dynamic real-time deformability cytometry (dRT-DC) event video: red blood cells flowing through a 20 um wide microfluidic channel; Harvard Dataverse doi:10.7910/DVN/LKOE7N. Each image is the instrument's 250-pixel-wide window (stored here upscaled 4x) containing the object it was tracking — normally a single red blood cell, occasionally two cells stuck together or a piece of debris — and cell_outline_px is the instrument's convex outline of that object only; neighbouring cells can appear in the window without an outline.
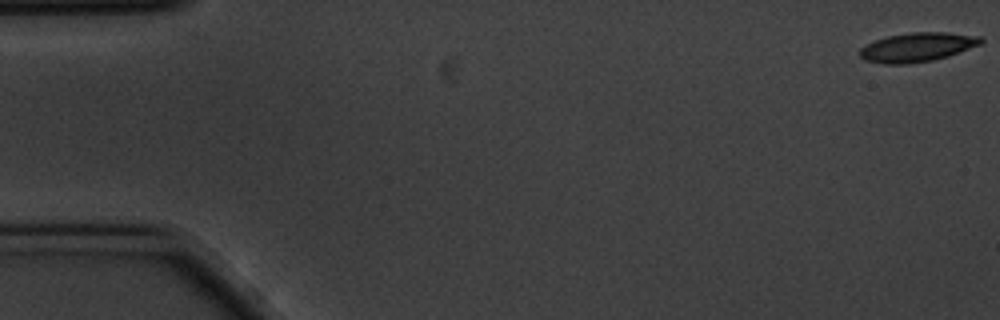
{"species": "common noctule bat (a hibernating species)", "species_latin": "Nyctalus noctula", "temperature_condition": "cold", "stored_images_in_passage": 47, "camera_frame_rate_fps": 3000, "um_per_image_px": 0.085, "animal": {"sex": "male", "body_mass_g": 20.1, "forearm_length_mm": 53.5}, "frame": {"image": 1, "passage_image": 1, "time_ms": 0.0, "image_size_px": [1000, 320], "cell_outline_px": [[984, 40], [980, 44], [948, 56], [932, 60], [908, 64], [884, 64], [864, 60], [860, 56], [860, 48], [876, 40], [888, 36], [912, 32], [948, 32], [980, 36]], "centroid_in_image_um": [77.97, 4.01], "position_along_channel_um": 7.0, "area_um2": 20.4}}
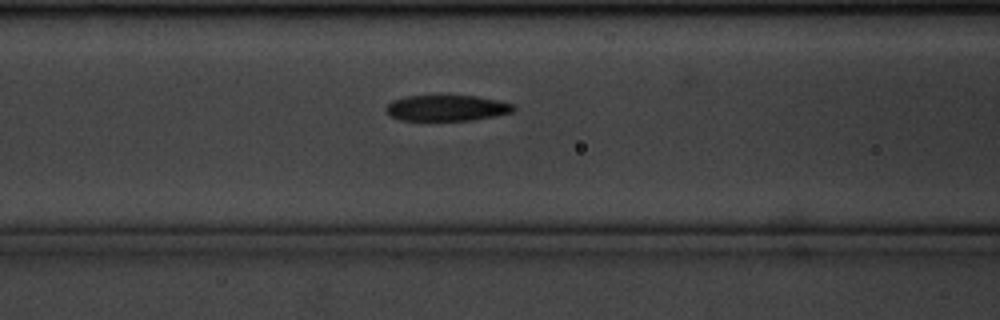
{"frame": {"image": 2, "passage_image": 23, "time_ms": 7.333, "image_size_px": [1000, 320], "cell_outline_px": [[516, 108], [512, 112], [496, 116], [472, 120], [400, 120], [384, 112], [384, 108], [392, 100], [404, 96], [476, 96], [516, 104]], "centroid_in_image_um": [37.97, 9.18], "position_along_channel_um": 128.6, "area_um2": 19.31}}
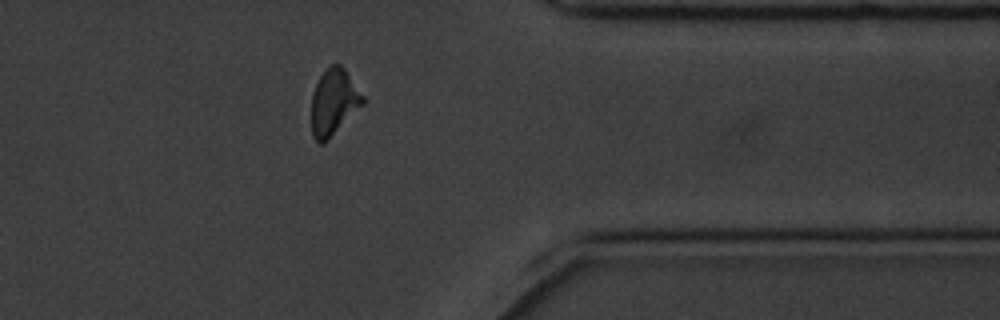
{"frame": {"image": 3, "passage_image": 46, "time_ms": 15.0, "image_size_px": [1000, 320], "cell_outline_px": [[364, 104], [324, 144], [320, 144], [312, 136], [312, 96], [316, 84], [320, 76], [332, 64], [340, 64], [344, 68], [364, 96]], "centroid_in_image_um": [28.38, 8.71], "position_along_channel_um": 383.0, "area_um2": 19.65}}